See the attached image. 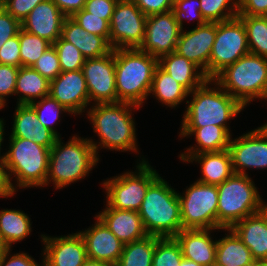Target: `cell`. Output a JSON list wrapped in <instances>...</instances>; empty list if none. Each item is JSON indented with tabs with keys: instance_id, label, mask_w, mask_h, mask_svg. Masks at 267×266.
Segmentation results:
<instances>
[{
	"instance_id": "cell-1",
	"label": "cell",
	"mask_w": 267,
	"mask_h": 266,
	"mask_svg": "<svg viewBox=\"0 0 267 266\" xmlns=\"http://www.w3.org/2000/svg\"><path fill=\"white\" fill-rule=\"evenodd\" d=\"M158 66V59L139 48L115 49L117 102L141 106L147 96Z\"/></svg>"
},
{
	"instance_id": "cell-2",
	"label": "cell",
	"mask_w": 267,
	"mask_h": 266,
	"mask_svg": "<svg viewBox=\"0 0 267 266\" xmlns=\"http://www.w3.org/2000/svg\"><path fill=\"white\" fill-rule=\"evenodd\" d=\"M60 136L50 148L49 169L45 185L54 182L56 189H62L81 180L98 163V146L91 139L73 136L63 145ZM50 180V181H49Z\"/></svg>"
},
{
	"instance_id": "cell-3",
	"label": "cell",
	"mask_w": 267,
	"mask_h": 266,
	"mask_svg": "<svg viewBox=\"0 0 267 266\" xmlns=\"http://www.w3.org/2000/svg\"><path fill=\"white\" fill-rule=\"evenodd\" d=\"M138 213L148 235L175 237L183 229L178 193L160 176L148 187Z\"/></svg>"
},
{
	"instance_id": "cell-4",
	"label": "cell",
	"mask_w": 267,
	"mask_h": 266,
	"mask_svg": "<svg viewBox=\"0 0 267 266\" xmlns=\"http://www.w3.org/2000/svg\"><path fill=\"white\" fill-rule=\"evenodd\" d=\"M211 82L217 88H209ZM192 100L188 103L187 110L183 115L182 128H202L207 125L221 126L229 130L227 121L237 116L245 108L238 100L233 98L213 79L206 80L201 86L189 93ZM190 102V104H189Z\"/></svg>"
},
{
	"instance_id": "cell-5",
	"label": "cell",
	"mask_w": 267,
	"mask_h": 266,
	"mask_svg": "<svg viewBox=\"0 0 267 266\" xmlns=\"http://www.w3.org/2000/svg\"><path fill=\"white\" fill-rule=\"evenodd\" d=\"M133 108L139 106L127 102L95 104L89 109L88 118L93 123V130L100 137L99 146L109 150L135 151L136 132L132 117Z\"/></svg>"
},
{
	"instance_id": "cell-6",
	"label": "cell",
	"mask_w": 267,
	"mask_h": 266,
	"mask_svg": "<svg viewBox=\"0 0 267 266\" xmlns=\"http://www.w3.org/2000/svg\"><path fill=\"white\" fill-rule=\"evenodd\" d=\"M213 80L244 107L254 98L267 99V58L249 52Z\"/></svg>"
},
{
	"instance_id": "cell-7",
	"label": "cell",
	"mask_w": 267,
	"mask_h": 266,
	"mask_svg": "<svg viewBox=\"0 0 267 266\" xmlns=\"http://www.w3.org/2000/svg\"><path fill=\"white\" fill-rule=\"evenodd\" d=\"M248 175L233 173L217 185V230L232 228L247 216L264 209L259 192Z\"/></svg>"
},
{
	"instance_id": "cell-8",
	"label": "cell",
	"mask_w": 267,
	"mask_h": 266,
	"mask_svg": "<svg viewBox=\"0 0 267 266\" xmlns=\"http://www.w3.org/2000/svg\"><path fill=\"white\" fill-rule=\"evenodd\" d=\"M49 157V148L31 140L10 137L9 150L4 154V165L10 182L11 176L15 175L19 188L45 186Z\"/></svg>"
},
{
	"instance_id": "cell-9",
	"label": "cell",
	"mask_w": 267,
	"mask_h": 266,
	"mask_svg": "<svg viewBox=\"0 0 267 266\" xmlns=\"http://www.w3.org/2000/svg\"><path fill=\"white\" fill-rule=\"evenodd\" d=\"M152 168L143 160L137 165L138 172H126L105 181L107 204L118 210L138 211L148 187L160 176Z\"/></svg>"
},
{
	"instance_id": "cell-10",
	"label": "cell",
	"mask_w": 267,
	"mask_h": 266,
	"mask_svg": "<svg viewBox=\"0 0 267 266\" xmlns=\"http://www.w3.org/2000/svg\"><path fill=\"white\" fill-rule=\"evenodd\" d=\"M184 196L178 193L183 229H217V185L196 181Z\"/></svg>"
},
{
	"instance_id": "cell-11",
	"label": "cell",
	"mask_w": 267,
	"mask_h": 266,
	"mask_svg": "<svg viewBox=\"0 0 267 266\" xmlns=\"http://www.w3.org/2000/svg\"><path fill=\"white\" fill-rule=\"evenodd\" d=\"M249 52L246 29L238 17L216 22V36L209 58V79Z\"/></svg>"
},
{
	"instance_id": "cell-12",
	"label": "cell",
	"mask_w": 267,
	"mask_h": 266,
	"mask_svg": "<svg viewBox=\"0 0 267 266\" xmlns=\"http://www.w3.org/2000/svg\"><path fill=\"white\" fill-rule=\"evenodd\" d=\"M146 20L147 16L133 0H118L109 23L113 50L140 48L145 39Z\"/></svg>"
},
{
	"instance_id": "cell-13",
	"label": "cell",
	"mask_w": 267,
	"mask_h": 266,
	"mask_svg": "<svg viewBox=\"0 0 267 266\" xmlns=\"http://www.w3.org/2000/svg\"><path fill=\"white\" fill-rule=\"evenodd\" d=\"M89 102L96 104L117 103L115 82V50L97 58L85 60L82 67Z\"/></svg>"
},
{
	"instance_id": "cell-14",
	"label": "cell",
	"mask_w": 267,
	"mask_h": 266,
	"mask_svg": "<svg viewBox=\"0 0 267 266\" xmlns=\"http://www.w3.org/2000/svg\"><path fill=\"white\" fill-rule=\"evenodd\" d=\"M228 151L234 173L248 175L245 168H267V129L262 125L230 141Z\"/></svg>"
},
{
	"instance_id": "cell-15",
	"label": "cell",
	"mask_w": 267,
	"mask_h": 266,
	"mask_svg": "<svg viewBox=\"0 0 267 266\" xmlns=\"http://www.w3.org/2000/svg\"><path fill=\"white\" fill-rule=\"evenodd\" d=\"M181 31L172 10L147 16L145 39L139 49L159 59L176 50Z\"/></svg>"
},
{
	"instance_id": "cell-16",
	"label": "cell",
	"mask_w": 267,
	"mask_h": 266,
	"mask_svg": "<svg viewBox=\"0 0 267 266\" xmlns=\"http://www.w3.org/2000/svg\"><path fill=\"white\" fill-rule=\"evenodd\" d=\"M216 36V22H207L188 32H182L177 41L179 55L190 60L204 72L209 79V58Z\"/></svg>"
},
{
	"instance_id": "cell-17",
	"label": "cell",
	"mask_w": 267,
	"mask_h": 266,
	"mask_svg": "<svg viewBox=\"0 0 267 266\" xmlns=\"http://www.w3.org/2000/svg\"><path fill=\"white\" fill-rule=\"evenodd\" d=\"M49 95L74 115L84 112L89 93L82 69L61 72L50 82Z\"/></svg>"
},
{
	"instance_id": "cell-18",
	"label": "cell",
	"mask_w": 267,
	"mask_h": 266,
	"mask_svg": "<svg viewBox=\"0 0 267 266\" xmlns=\"http://www.w3.org/2000/svg\"><path fill=\"white\" fill-rule=\"evenodd\" d=\"M44 260L51 266H83L87 259L86 244L78 232L61 237L41 236Z\"/></svg>"
},
{
	"instance_id": "cell-19",
	"label": "cell",
	"mask_w": 267,
	"mask_h": 266,
	"mask_svg": "<svg viewBox=\"0 0 267 266\" xmlns=\"http://www.w3.org/2000/svg\"><path fill=\"white\" fill-rule=\"evenodd\" d=\"M95 218L97 223L95 222L92 228L79 232L86 244L87 258L115 266L121 257L124 244L98 216Z\"/></svg>"
},
{
	"instance_id": "cell-20",
	"label": "cell",
	"mask_w": 267,
	"mask_h": 266,
	"mask_svg": "<svg viewBox=\"0 0 267 266\" xmlns=\"http://www.w3.org/2000/svg\"><path fill=\"white\" fill-rule=\"evenodd\" d=\"M65 15L52 0L40 2L21 22L23 30L54 44L61 37Z\"/></svg>"
},
{
	"instance_id": "cell-21",
	"label": "cell",
	"mask_w": 267,
	"mask_h": 266,
	"mask_svg": "<svg viewBox=\"0 0 267 266\" xmlns=\"http://www.w3.org/2000/svg\"><path fill=\"white\" fill-rule=\"evenodd\" d=\"M212 229H182L174 238L180 245L182 256L201 266L216 263L217 240L210 237Z\"/></svg>"
},
{
	"instance_id": "cell-22",
	"label": "cell",
	"mask_w": 267,
	"mask_h": 266,
	"mask_svg": "<svg viewBox=\"0 0 267 266\" xmlns=\"http://www.w3.org/2000/svg\"><path fill=\"white\" fill-rule=\"evenodd\" d=\"M231 229L249 248L256 262H267V212L265 209L245 217Z\"/></svg>"
},
{
	"instance_id": "cell-23",
	"label": "cell",
	"mask_w": 267,
	"mask_h": 266,
	"mask_svg": "<svg viewBox=\"0 0 267 266\" xmlns=\"http://www.w3.org/2000/svg\"><path fill=\"white\" fill-rule=\"evenodd\" d=\"M96 216L124 245L148 235L138 211L118 210L107 204L104 211Z\"/></svg>"
},
{
	"instance_id": "cell-24",
	"label": "cell",
	"mask_w": 267,
	"mask_h": 266,
	"mask_svg": "<svg viewBox=\"0 0 267 266\" xmlns=\"http://www.w3.org/2000/svg\"><path fill=\"white\" fill-rule=\"evenodd\" d=\"M15 111L10 137L31 140L49 149L55 144L59 136L38 121L35 110L29 104H17Z\"/></svg>"
},
{
	"instance_id": "cell-25",
	"label": "cell",
	"mask_w": 267,
	"mask_h": 266,
	"mask_svg": "<svg viewBox=\"0 0 267 266\" xmlns=\"http://www.w3.org/2000/svg\"><path fill=\"white\" fill-rule=\"evenodd\" d=\"M61 37L76 46L86 59L106 56L113 51L105 37L88 33L71 17H65Z\"/></svg>"
},
{
	"instance_id": "cell-26",
	"label": "cell",
	"mask_w": 267,
	"mask_h": 266,
	"mask_svg": "<svg viewBox=\"0 0 267 266\" xmlns=\"http://www.w3.org/2000/svg\"><path fill=\"white\" fill-rule=\"evenodd\" d=\"M193 134L199 147H190L186 150L187 153H182L179 158L184 162L192 155L226 150L231 141L230 130L216 125H207L202 128H182L180 137L191 136Z\"/></svg>"
},
{
	"instance_id": "cell-27",
	"label": "cell",
	"mask_w": 267,
	"mask_h": 266,
	"mask_svg": "<svg viewBox=\"0 0 267 266\" xmlns=\"http://www.w3.org/2000/svg\"><path fill=\"white\" fill-rule=\"evenodd\" d=\"M158 66L189 92H192L208 80L204 72L197 65L175 51L160 57L158 59Z\"/></svg>"
},
{
	"instance_id": "cell-28",
	"label": "cell",
	"mask_w": 267,
	"mask_h": 266,
	"mask_svg": "<svg viewBox=\"0 0 267 266\" xmlns=\"http://www.w3.org/2000/svg\"><path fill=\"white\" fill-rule=\"evenodd\" d=\"M194 160L201 164L203 176L197 181L204 184H222L234 173L228 149L192 155L187 162H193Z\"/></svg>"
},
{
	"instance_id": "cell-29",
	"label": "cell",
	"mask_w": 267,
	"mask_h": 266,
	"mask_svg": "<svg viewBox=\"0 0 267 266\" xmlns=\"http://www.w3.org/2000/svg\"><path fill=\"white\" fill-rule=\"evenodd\" d=\"M224 238L217 240L216 263L220 266H255L256 260L243 241L229 228Z\"/></svg>"
},
{
	"instance_id": "cell-30",
	"label": "cell",
	"mask_w": 267,
	"mask_h": 266,
	"mask_svg": "<svg viewBox=\"0 0 267 266\" xmlns=\"http://www.w3.org/2000/svg\"><path fill=\"white\" fill-rule=\"evenodd\" d=\"M50 82L32 67L21 66L17 75L15 94L20 93L17 104H30L49 95ZM35 98V99H34Z\"/></svg>"
},
{
	"instance_id": "cell-31",
	"label": "cell",
	"mask_w": 267,
	"mask_h": 266,
	"mask_svg": "<svg viewBox=\"0 0 267 266\" xmlns=\"http://www.w3.org/2000/svg\"><path fill=\"white\" fill-rule=\"evenodd\" d=\"M150 94L155 95L156 99L169 107H176L190 93L184 86L177 82L172 76L163 71L159 66L156 67Z\"/></svg>"
},
{
	"instance_id": "cell-32",
	"label": "cell",
	"mask_w": 267,
	"mask_h": 266,
	"mask_svg": "<svg viewBox=\"0 0 267 266\" xmlns=\"http://www.w3.org/2000/svg\"><path fill=\"white\" fill-rule=\"evenodd\" d=\"M30 232V219L25 213L11 209L0 211V234L9 248H11L12 243L26 238Z\"/></svg>"
},
{
	"instance_id": "cell-33",
	"label": "cell",
	"mask_w": 267,
	"mask_h": 266,
	"mask_svg": "<svg viewBox=\"0 0 267 266\" xmlns=\"http://www.w3.org/2000/svg\"><path fill=\"white\" fill-rule=\"evenodd\" d=\"M156 236L146 237L127 243L115 266H152Z\"/></svg>"
},
{
	"instance_id": "cell-34",
	"label": "cell",
	"mask_w": 267,
	"mask_h": 266,
	"mask_svg": "<svg viewBox=\"0 0 267 266\" xmlns=\"http://www.w3.org/2000/svg\"><path fill=\"white\" fill-rule=\"evenodd\" d=\"M244 24L250 53L267 58V16H237Z\"/></svg>"
},
{
	"instance_id": "cell-35",
	"label": "cell",
	"mask_w": 267,
	"mask_h": 266,
	"mask_svg": "<svg viewBox=\"0 0 267 266\" xmlns=\"http://www.w3.org/2000/svg\"><path fill=\"white\" fill-rule=\"evenodd\" d=\"M21 66L32 67L52 44L22 28L19 31Z\"/></svg>"
},
{
	"instance_id": "cell-36",
	"label": "cell",
	"mask_w": 267,
	"mask_h": 266,
	"mask_svg": "<svg viewBox=\"0 0 267 266\" xmlns=\"http://www.w3.org/2000/svg\"><path fill=\"white\" fill-rule=\"evenodd\" d=\"M200 12L207 22L228 21L238 16V0H200Z\"/></svg>"
},
{
	"instance_id": "cell-37",
	"label": "cell",
	"mask_w": 267,
	"mask_h": 266,
	"mask_svg": "<svg viewBox=\"0 0 267 266\" xmlns=\"http://www.w3.org/2000/svg\"><path fill=\"white\" fill-rule=\"evenodd\" d=\"M182 259L180 245L174 237L156 236L152 266H180Z\"/></svg>"
},
{
	"instance_id": "cell-38",
	"label": "cell",
	"mask_w": 267,
	"mask_h": 266,
	"mask_svg": "<svg viewBox=\"0 0 267 266\" xmlns=\"http://www.w3.org/2000/svg\"><path fill=\"white\" fill-rule=\"evenodd\" d=\"M36 112L38 121L49 130L53 131L57 136L59 135L55 130L53 123H55L60 117L59 114L63 112H68L63 105H61L57 100L52 98L50 95L41 98L40 101H34L29 104Z\"/></svg>"
},
{
	"instance_id": "cell-39",
	"label": "cell",
	"mask_w": 267,
	"mask_h": 266,
	"mask_svg": "<svg viewBox=\"0 0 267 266\" xmlns=\"http://www.w3.org/2000/svg\"><path fill=\"white\" fill-rule=\"evenodd\" d=\"M53 46L59 56L61 72L82 69L86 58L76 46L64 40L62 37H59Z\"/></svg>"
},
{
	"instance_id": "cell-40",
	"label": "cell",
	"mask_w": 267,
	"mask_h": 266,
	"mask_svg": "<svg viewBox=\"0 0 267 266\" xmlns=\"http://www.w3.org/2000/svg\"><path fill=\"white\" fill-rule=\"evenodd\" d=\"M71 18L88 33L105 37L109 41L110 24L104 19V16L93 15L83 8L81 11L74 13Z\"/></svg>"
},
{
	"instance_id": "cell-41",
	"label": "cell",
	"mask_w": 267,
	"mask_h": 266,
	"mask_svg": "<svg viewBox=\"0 0 267 266\" xmlns=\"http://www.w3.org/2000/svg\"><path fill=\"white\" fill-rule=\"evenodd\" d=\"M32 68L49 82L54 80L61 73L59 56L53 44L43 52L33 64Z\"/></svg>"
},
{
	"instance_id": "cell-42",
	"label": "cell",
	"mask_w": 267,
	"mask_h": 266,
	"mask_svg": "<svg viewBox=\"0 0 267 266\" xmlns=\"http://www.w3.org/2000/svg\"><path fill=\"white\" fill-rule=\"evenodd\" d=\"M172 11L181 29L183 28L182 21L184 18L190 17L194 20L195 18L198 19L197 26L207 23L202 13L200 12V0H179L174 3Z\"/></svg>"
},
{
	"instance_id": "cell-43",
	"label": "cell",
	"mask_w": 267,
	"mask_h": 266,
	"mask_svg": "<svg viewBox=\"0 0 267 266\" xmlns=\"http://www.w3.org/2000/svg\"><path fill=\"white\" fill-rule=\"evenodd\" d=\"M19 67L0 64V107L4 108L6 96L15 94Z\"/></svg>"
},
{
	"instance_id": "cell-44",
	"label": "cell",
	"mask_w": 267,
	"mask_h": 266,
	"mask_svg": "<svg viewBox=\"0 0 267 266\" xmlns=\"http://www.w3.org/2000/svg\"><path fill=\"white\" fill-rule=\"evenodd\" d=\"M42 1L45 0H0V5L15 19L22 22Z\"/></svg>"
},
{
	"instance_id": "cell-45",
	"label": "cell",
	"mask_w": 267,
	"mask_h": 266,
	"mask_svg": "<svg viewBox=\"0 0 267 266\" xmlns=\"http://www.w3.org/2000/svg\"><path fill=\"white\" fill-rule=\"evenodd\" d=\"M0 64L21 67L19 33L1 46Z\"/></svg>"
},
{
	"instance_id": "cell-46",
	"label": "cell",
	"mask_w": 267,
	"mask_h": 266,
	"mask_svg": "<svg viewBox=\"0 0 267 266\" xmlns=\"http://www.w3.org/2000/svg\"><path fill=\"white\" fill-rule=\"evenodd\" d=\"M21 28V22L0 5V48L8 39L18 35Z\"/></svg>"
},
{
	"instance_id": "cell-47",
	"label": "cell",
	"mask_w": 267,
	"mask_h": 266,
	"mask_svg": "<svg viewBox=\"0 0 267 266\" xmlns=\"http://www.w3.org/2000/svg\"><path fill=\"white\" fill-rule=\"evenodd\" d=\"M118 0H86L84 9L96 16H104L109 23Z\"/></svg>"
},
{
	"instance_id": "cell-48",
	"label": "cell",
	"mask_w": 267,
	"mask_h": 266,
	"mask_svg": "<svg viewBox=\"0 0 267 266\" xmlns=\"http://www.w3.org/2000/svg\"><path fill=\"white\" fill-rule=\"evenodd\" d=\"M137 7L146 15L164 13L172 10V0H133Z\"/></svg>"
},
{
	"instance_id": "cell-49",
	"label": "cell",
	"mask_w": 267,
	"mask_h": 266,
	"mask_svg": "<svg viewBox=\"0 0 267 266\" xmlns=\"http://www.w3.org/2000/svg\"><path fill=\"white\" fill-rule=\"evenodd\" d=\"M238 15L267 16V0H238Z\"/></svg>"
},
{
	"instance_id": "cell-50",
	"label": "cell",
	"mask_w": 267,
	"mask_h": 266,
	"mask_svg": "<svg viewBox=\"0 0 267 266\" xmlns=\"http://www.w3.org/2000/svg\"><path fill=\"white\" fill-rule=\"evenodd\" d=\"M10 250L11 248L0 256V266H38L37 262H35L29 254L27 255V253L14 254L13 256H10L11 258L6 262Z\"/></svg>"
},
{
	"instance_id": "cell-51",
	"label": "cell",
	"mask_w": 267,
	"mask_h": 266,
	"mask_svg": "<svg viewBox=\"0 0 267 266\" xmlns=\"http://www.w3.org/2000/svg\"><path fill=\"white\" fill-rule=\"evenodd\" d=\"M66 17L81 11L85 7L86 0H52Z\"/></svg>"
},
{
	"instance_id": "cell-52",
	"label": "cell",
	"mask_w": 267,
	"mask_h": 266,
	"mask_svg": "<svg viewBox=\"0 0 267 266\" xmlns=\"http://www.w3.org/2000/svg\"><path fill=\"white\" fill-rule=\"evenodd\" d=\"M16 186L10 182L4 162H0V197H11L16 192Z\"/></svg>"
},
{
	"instance_id": "cell-53",
	"label": "cell",
	"mask_w": 267,
	"mask_h": 266,
	"mask_svg": "<svg viewBox=\"0 0 267 266\" xmlns=\"http://www.w3.org/2000/svg\"><path fill=\"white\" fill-rule=\"evenodd\" d=\"M83 266H112L106 262L97 261L95 259L87 258Z\"/></svg>"
},
{
	"instance_id": "cell-54",
	"label": "cell",
	"mask_w": 267,
	"mask_h": 266,
	"mask_svg": "<svg viewBox=\"0 0 267 266\" xmlns=\"http://www.w3.org/2000/svg\"><path fill=\"white\" fill-rule=\"evenodd\" d=\"M4 122L3 120L0 119V150H1V143L3 141V135H4ZM0 162H4V155L3 156H0Z\"/></svg>"
},
{
	"instance_id": "cell-55",
	"label": "cell",
	"mask_w": 267,
	"mask_h": 266,
	"mask_svg": "<svg viewBox=\"0 0 267 266\" xmlns=\"http://www.w3.org/2000/svg\"><path fill=\"white\" fill-rule=\"evenodd\" d=\"M8 249H10L8 247V245L5 243V241L3 240V237L0 234V256L5 253Z\"/></svg>"
},
{
	"instance_id": "cell-56",
	"label": "cell",
	"mask_w": 267,
	"mask_h": 266,
	"mask_svg": "<svg viewBox=\"0 0 267 266\" xmlns=\"http://www.w3.org/2000/svg\"><path fill=\"white\" fill-rule=\"evenodd\" d=\"M180 266H201V265L195 263L192 260H188V259L183 257V259H182V261L180 263Z\"/></svg>"
},
{
	"instance_id": "cell-57",
	"label": "cell",
	"mask_w": 267,
	"mask_h": 266,
	"mask_svg": "<svg viewBox=\"0 0 267 266\" xmlns=\"http://www.w3.org/2000/svg\"><path fill=\"white\" fill-rule=\"evenodd\" d=\"M255 266H267V262H257Z\"/></svg>"
},
{
	"instance_id": "cell-58",
	"label": "cell",
	"mask_w": 267,
	"mask_h": 266,
	"mask_svg": "<svg viewBox=\"0 0 267 266\" xmlns=\"http://www.w3.org/2000/svg\"><path fill=\"white\" fill-rule=\"evenodd\" d=\"M38 266H40V264H39ZM41 266H42V264H41ZM43 266H51V265H49V264L43 259Z\"/></svg>"
},
{
	"instance_id": "cell-59",
	"label": "cell",
	"mask_w": 267,
	"mask_h": 266,
	"mask_svg": "<svg viewBox=\"0 0 267 266\" xmlns=\"http://www.w3.org/2000/svg\"><path fill=\"white\" fill-rule=\"evenodd\" d=\"M264 209H265L266 212H267V204H264Z\"/></svg>"
},
{
	"instance_id": "cell-60",
	"label": "cell",
	"mask_w": 267,
	"mask_h": 266,
	"mask_svg": "<svg viewBox=\"0 0 267 266\" xmlns=\"http://www.w3.org/2000/svg\"><path fill=\"white\" fill-rule=\"evenodd\" d=\"M177 1H179V0H172L173 4L176 3Z\"/></svg>"
},
{
	"instance_id": "cell-61",
	"label": "cell",
	"mask_w": 267,
	"mask_h": 266,
	"mask_svg": "<svg viewBox=\"0 0 267 266\" xmlns=\"http://www.w3.org/2000/svg\"><path fill=\"white\" fill-rule=\"evenodd\" d=\"M212 266H220V265H218L217 263H214Z\"/></svg>"
}]
</instances>
